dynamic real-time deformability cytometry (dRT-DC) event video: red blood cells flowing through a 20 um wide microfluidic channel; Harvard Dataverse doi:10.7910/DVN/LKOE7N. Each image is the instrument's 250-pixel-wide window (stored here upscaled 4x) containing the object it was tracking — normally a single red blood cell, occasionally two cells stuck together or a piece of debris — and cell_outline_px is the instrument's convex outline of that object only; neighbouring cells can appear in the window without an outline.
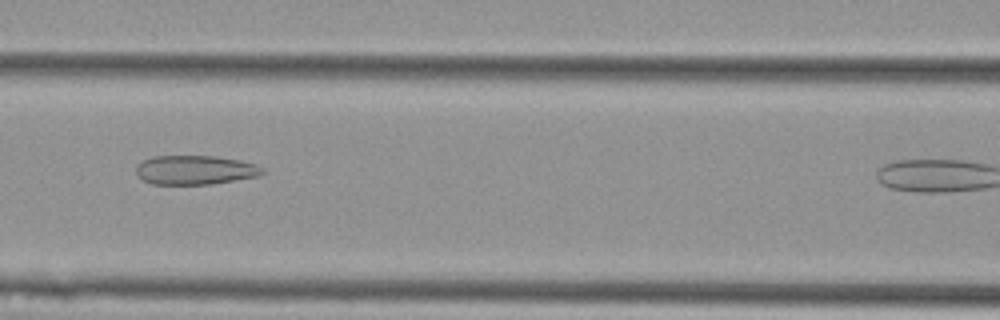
{"species": "Egyptian fruit bat (a non-hibernating species)", "species_latin": "Rousettus aegyptiacus", "temperature_condition": "cold", "stored_images_in_passage": 4, "camera_frame_rate_fps": 3000, "um_per_image_px": 0.085, "animal": {"sex": "female"}, "frame": {"image": 1, "passage_image": 3, "time_ms": 0.667, "image_size_px": [1000, 320], "cell_outline_px": [[264, 172], [260, 176], [212, 184], [152, 184], [144, 180], [136, 172], [136, 164], [152, 156], [216, 156], [240, 160], [256, 164], [264, 168]], "centroid_in_image_um": [16.62, 14.44], "position_along_channel_um": 150.0, "area_um2": 21.56}}